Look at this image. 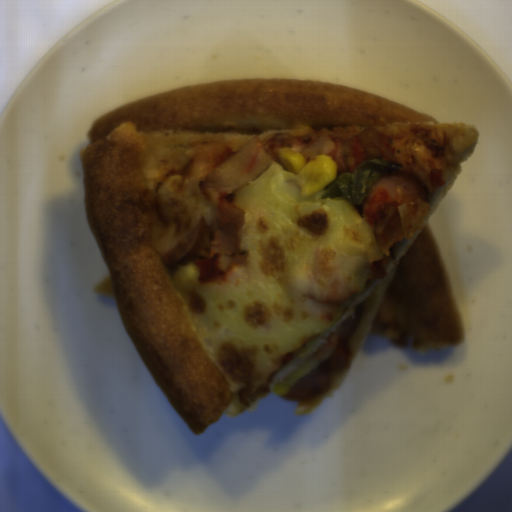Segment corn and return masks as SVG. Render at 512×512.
Segmentation results:
<instances>
[{
	"instance_id": "obj_1",
	"label": "corn",
	"mask_w": 512,
	"mask_h": 512,
	"mask_svg": "<svg viewBox=\"0 0 512 512\" xmlns=\"http://www.w3.org/2000/svg\"><path fill=\"white\" fill-rule=\"evenodd\" d=\"M278 159L289 172L294 174L303 195L316 193L332 180L337 174V165L328 155H319L307 161L300 151L281 148Z\"/></svg>"
},
{
	"instance_id": "obj_2",
	"label": "corn",
	"mask_w": 512,
	"mask_h": 512,
	"mask_svg": "<svg viewBox=\"0 0 512 512\" xmlns=\"http://www.w3.org/2000/svg\"><path fill=\"white\" fill-rule=\"evenodd\" d=\"M201 267L194 264L181 265L178 269L175 279L179 287H193L200 278Z\"/></svg>"
}]
</instances>
